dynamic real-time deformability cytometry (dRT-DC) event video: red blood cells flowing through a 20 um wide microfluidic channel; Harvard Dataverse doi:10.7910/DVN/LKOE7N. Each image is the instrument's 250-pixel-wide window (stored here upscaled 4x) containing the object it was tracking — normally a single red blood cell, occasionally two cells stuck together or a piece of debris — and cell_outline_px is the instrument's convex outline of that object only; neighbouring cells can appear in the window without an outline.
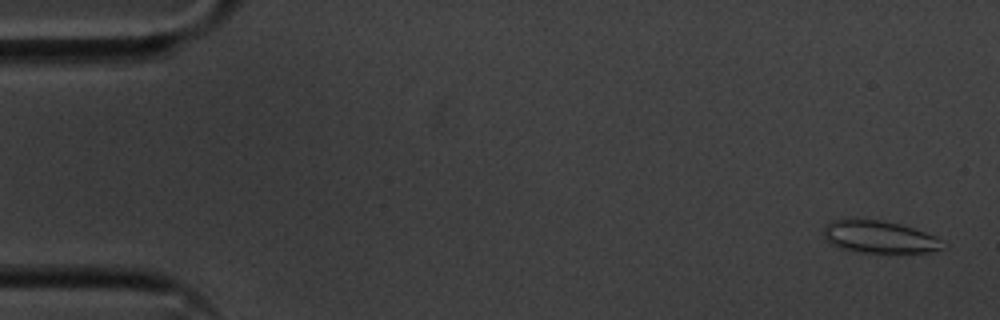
{"species": "common noctule bat (a hibernating species)", "species_latin": "Nyctalus noctula", "temperature_condition": "cold", "stored_images_in_passage": 55, "camera_frame_rate_fps": 3000, "um_per_image_px": 0.085, "animal": {"sex": "male", "body_mass_g": 20.1, "forearm_length_mm": 53.5}, "frame": {"image": 1, "passage_image": 2, "time_ms": 0.333, "image_size_px": [1000, 320], "cell_outline_px": [[948, 244], [940, 248], [928, 252], [860, 252], [840, 248], [824, 240], [820, 232], [824, 224], [832, 220], [856, 216], [880, 220], [900, 224], [924, 232]], "centroid_in_image_um": [74.58, 20.09], "position_along_channel_um": 10.4, "area_um2": 22.95}}
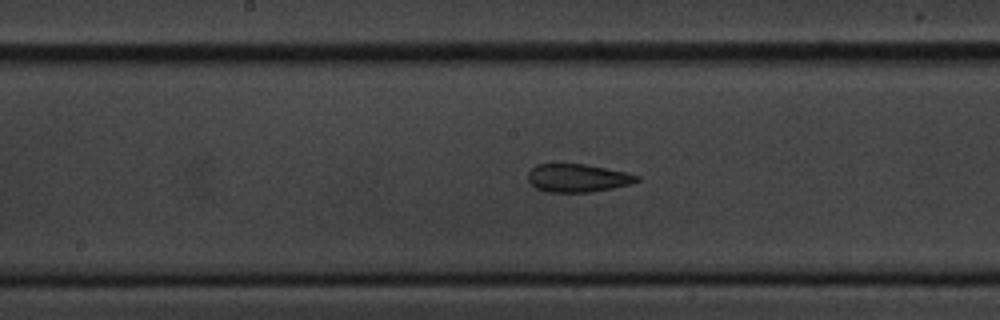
{"frame": {"image": 2, "passage_image": 28, "time_ms": 9.0, "image_size_px": [1000, 320], "cell_outline_px": [[640, 180], [632, 184], [592, 192], [548, 192], [536, 188], [528, 180], [528, 172], [536, 164], [584, 164], [628, 172], [640, 176]], "centroid_in_image_um": [49.13, 15.13], "position_along_channel_um": 199.1, "area_um2": 17.92}}
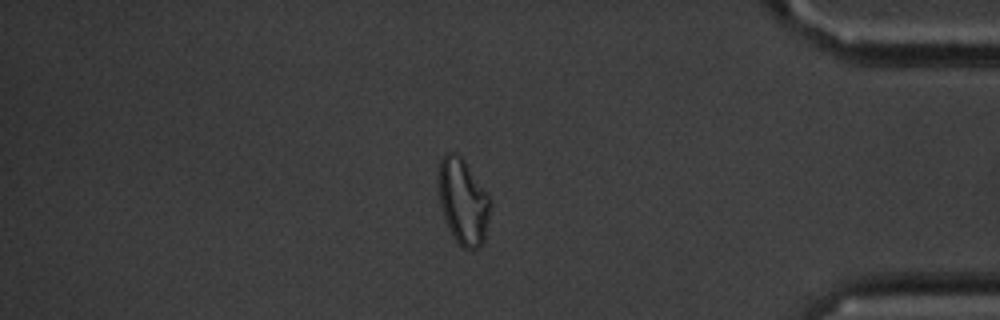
{"frame": {"image": 3, "passage_image": 47, "time_ms": 15.333, "image_size_px": [1000, 320], "cell_outline_px": [[492, 200], [484, 240], [476, 248], [464, 248], [452, 236], [448, 228], [440, 204], [436, 184], [436, 180], [440, 160], [448, 152], [456, 152], [464, 160]], "centroid_in_image_um": [39.33, 17.09], "position_along_channel_um": 395.9, "area_um2": 25.95}, "authors_computed_cell_mechanics": {"area_um2": 20.1722, "velocity_mm_per_s": 3.5946, "shape_relaxation_time_tau1_ms": null, "shape_relaxation_time_tau2_ms": 2.1294, "deformation_change_tau1": null, "deformation_change_tau2": 0.0862}}